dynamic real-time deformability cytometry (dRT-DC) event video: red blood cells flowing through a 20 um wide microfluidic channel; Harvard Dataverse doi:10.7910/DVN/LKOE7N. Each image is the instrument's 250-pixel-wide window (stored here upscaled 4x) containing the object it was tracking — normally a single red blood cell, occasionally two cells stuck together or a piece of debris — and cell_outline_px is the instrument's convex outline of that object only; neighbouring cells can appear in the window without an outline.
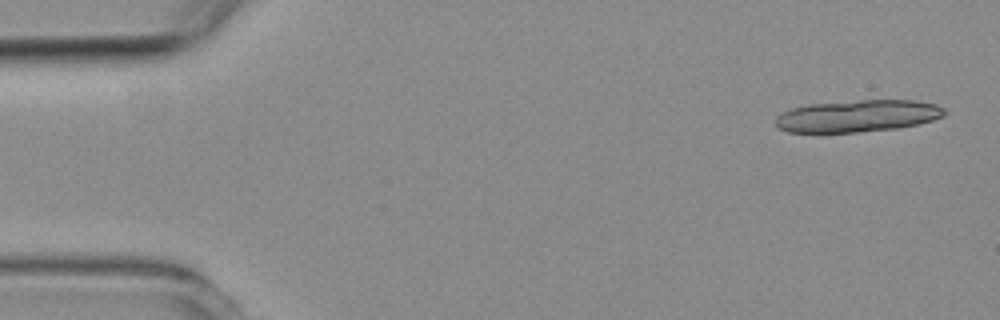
{"species": "common noctule bat (a hibernating species)", "species_latin": "Nyctalus noctula", "temperature_condition": "room temperature", "stored_images_in_passage": 3, "camera_frame_rate_fps": 3000, "um_per_image_px": 0.085, "animal": {"sex": "female", "body_mass_g": 19.3, "forearm_length_mm": 54.1}, "frame": {"image": 1, "passage_image": 1, "time_ms": 0.0, "image_size_px": [1000, 320], "cell_outline_px": [[948, 112], [944, 116], [932, 120], [916, 124], [896, 128], [860, 132], [820, 136], [788, 132], [776, 128], [776, 116], [792, 108], [808, 104], [860, 100], [916, 100], [936, 104], [944, 108]], "centroid_in_image_um": [72.81, 9.9], "position_along_channel_um": 12.2, "area_um2": 32.6}}